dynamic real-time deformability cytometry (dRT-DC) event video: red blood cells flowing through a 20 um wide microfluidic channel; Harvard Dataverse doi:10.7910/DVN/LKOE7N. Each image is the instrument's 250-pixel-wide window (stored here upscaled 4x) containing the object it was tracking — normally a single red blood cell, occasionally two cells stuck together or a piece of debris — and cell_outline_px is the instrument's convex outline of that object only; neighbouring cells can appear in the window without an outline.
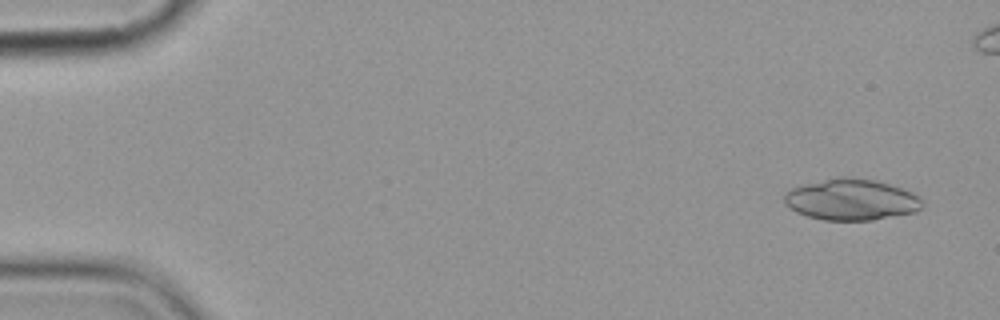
{"species": "common noctule bat (a hibernating species)", "species_latin": "Nyctalus noctula", "temperature_condition": "cold", "stored_images_in_passage": 5, "camera_frame_rate_fps": 3000, "um_per_image_px": 0.085, "animal": {"sex": "female", "body_mass_g": 19.9}, "frame": {"image": 1, "passage_image": 1, "time_ms": 0.0, "image_size_px": [1000, 320], "cell_outline_px": [[924, 204], [916, 212], [872, 220], [824, 220], [808, 216], [796, 212], [784, 204], [784, 196], [792, 188], [800, 184], [840, 176], [844, 176], [876, 180], [912, 192], [920, 196]], "centroid_in_image_um": [72.36, 16.96], "position_along_channel_um": 12.6, "area_um2": 33.29}}